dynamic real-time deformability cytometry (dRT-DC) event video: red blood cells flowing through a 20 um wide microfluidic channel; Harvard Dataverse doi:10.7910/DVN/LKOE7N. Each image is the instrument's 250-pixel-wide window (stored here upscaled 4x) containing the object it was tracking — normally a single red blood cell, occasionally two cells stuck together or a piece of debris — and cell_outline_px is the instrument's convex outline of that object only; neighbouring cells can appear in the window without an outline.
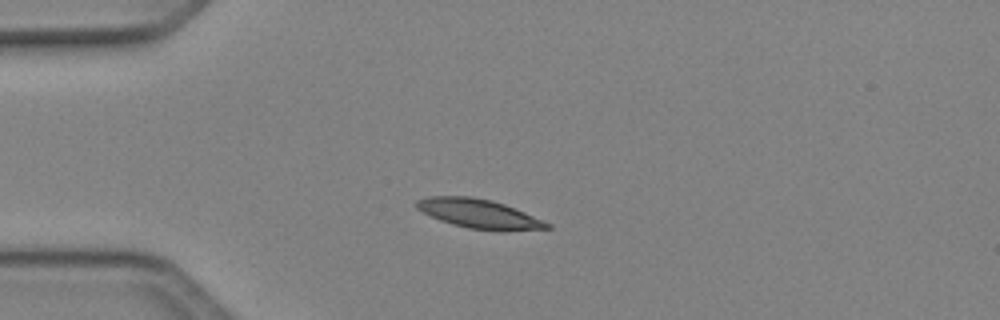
{"species": "Egyptian fruit bat (a non-hibernating species)", "species_latin": "Rousettus aegyptiacus", "temperature_condition": "cold", "stored_images_in_passage": 38, "camera_frame_rate_fps": 3000, "um_per_image_px": 0.085, "animal": {"sex": "female"}, "frame": {"image": 1, "passage_image": 1, "time_ms": 0.0, "image_size_px": [1000, 320], "cell_outline_px": [[552, 228], [504, 232], [500, 232], [468, 228], [452, 224], [440, 220], [416, 208], [412, 204], [416, 200], [428, 196], [472, 196], [492, 200], [504, 204], [524, 212], [552, 224]], "centroid_in_image_um": [40.73, 18.18], "position_along_channel_um": 44.3, "area_um2": 22.48}}
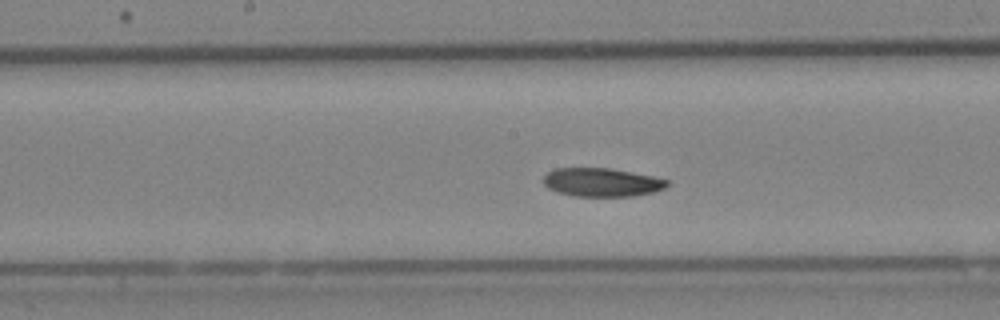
{"frame": {"image": 2, "passage_image": 14, "time_ms": 4.333, "image_size_px": [1000, 320], "cell_outline_px": [[668, 184], [664, 188], [652, 192], [632, 196], [572, 196], [556, 192], [548, 188], [544, 184], [544, 176], [548, 172], [556, 168], [608, 168], [632, 172], [652, 176], [668, 180]], "centroid_in_image_um": [51.12, 15.5], "position_along_channel_um": 197.1, "area_um2": 20.46}}
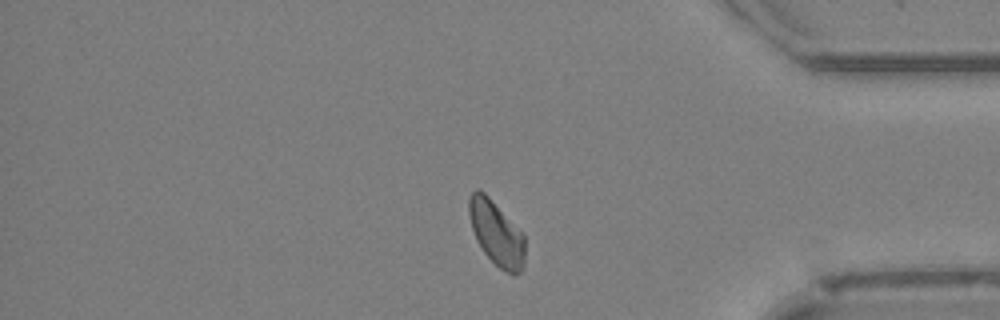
{"frame": {"image": 3, "passage_image": 30, "time_ms": 9.667, "image_size_px": [1000, 320], "cell_outline_px": [[524, 264], [520, 272], [516, 276], [512, 276], [504, 272], [484, 252], [476, 240], [472, 228], [468, 212], [468, 200], [472, 192], [476, 188], [480, 188], [524, 232]], "centroid_in_image_um": [42.21, 19.82], "position_along_channel_um": 393.0, "area_um2": 21.33}, "authors_computed_cell_mechanics": {"area_um2": 21.3282, "velocity_mm_per_s": 4.0772, "shape_relaxation_time_tau1_ms": 5.5606, "shape_relaxation_time_tau2_ms": 10.4588, "deformation_change_tau1": 0.1097, "deformation_change_tau2": 0.1529}}